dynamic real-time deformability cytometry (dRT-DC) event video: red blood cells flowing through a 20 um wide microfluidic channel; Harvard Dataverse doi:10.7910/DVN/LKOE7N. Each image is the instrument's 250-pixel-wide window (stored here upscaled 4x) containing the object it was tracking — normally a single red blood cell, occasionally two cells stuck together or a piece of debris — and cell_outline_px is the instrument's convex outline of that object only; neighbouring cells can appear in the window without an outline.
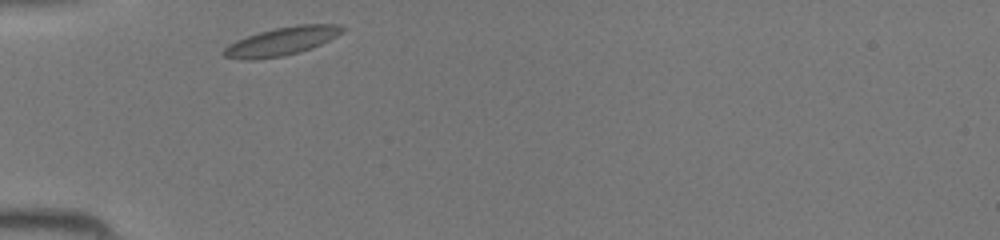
{"species": "common noctule bat (a hibernating species)", "species_latin": "Nyctalus noctula", "temperature_condition": "room temperature", "stored_images_in_passage": 25, "camera_frame_rate_fps": 3000, "um_per_image_px": 0.085, "animal": {"sex": "female", "body_mass_g": 19.5, "forearm_length_mm": 54.1}, "frame": {"image": 1, "passage_image": 1, "time_ms": 0.0, "image_size_px": [1000, 240], "cell_outline_px": [[348, 28], [344, 32], [312, 48], [300, 52], [284, 56], [252, 60], [240, 60], [224, 56], [220, 52], [228, 44], [236, 40], [260, 32], [276, 28], [296, 24], [336, 24]], "centroid_in_image_um": [23.94, 3.51], "position_along_channel_um": 61.1, "area_um2": 19.71}}
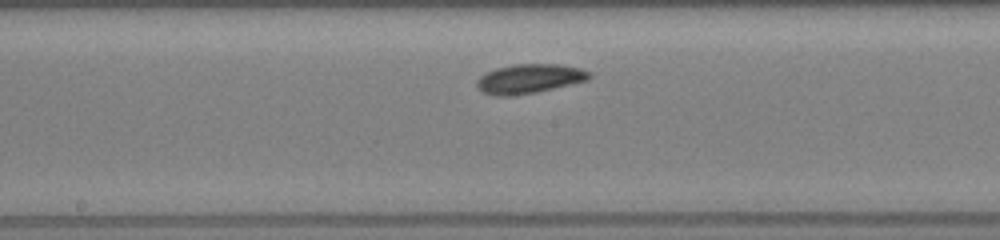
{"frame": {"image": 2, "passage_image": 11, "time_ms": 3.333, "image_size_px": [1000, 240], "cell_outline_px": [[592, 76], [588, 80], [536, 92], [512, 96], [496, 96], [484, 92], [476, 88], [476, 80], [480, 76], [496, 68], [516, 64], [560, 64], [580, 68], [592, 72]], "centroid_in_image_um": [45.0, 6.69], "position_along_channel_um": 203.2, "area_um2": 19.25}}
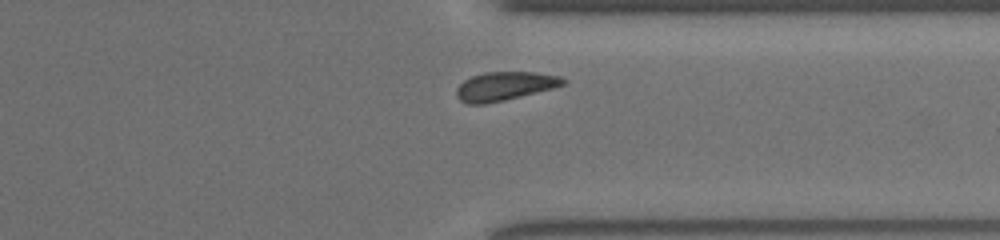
{"frame": {"image": 3, "passage_image": 22, "time_ms": 7.0, "image_size_px": [1000, 240], "cell_outline_px": [[568, 80], [564, 84], [552, 88], [504, 100], [484, 104], [468, 104], [460, 100], [456, 96], [456, 88], [464, 80], [472, 76], [484, 72], [536, 72], [560, 76]], "centroid_in_image_um": [42.88, 7.31], "position_along_channel_um": 368.5, "area_um2": 17.74}}